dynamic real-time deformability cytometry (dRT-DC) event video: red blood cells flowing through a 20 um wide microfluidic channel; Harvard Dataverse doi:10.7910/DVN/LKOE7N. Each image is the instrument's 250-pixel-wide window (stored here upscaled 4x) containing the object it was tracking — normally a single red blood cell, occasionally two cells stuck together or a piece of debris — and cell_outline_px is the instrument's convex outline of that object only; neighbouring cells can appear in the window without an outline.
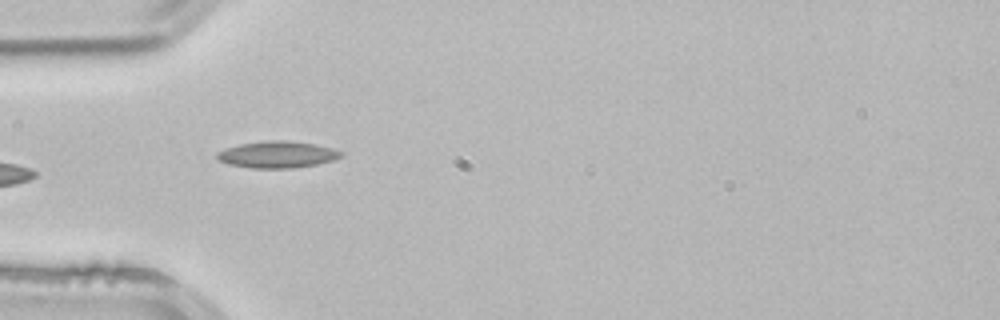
{"species": "common noctule bat (a hibernating species)", "species_latin": "Nyctalus noctula", "temperature_condition": "room temperature", "stored_images_in_passage": 3, "camera_frame_rate_fps": 3000, "um_per_image_px": 0.085, "animal": {"sex": "male", "body_mass_g": 21.5, "forearm_length_mm": 52.0}, "frame": {"image": 1, "passage_image": 3, "time_ms": 0.667, "image_size_px": [1000, 320], "cell_outline_px": [[344, 156], [332, 160], [316, 164], [292, 168], [252, 168], [228, 164], [216, 160], [216, 152], [240, 144], [268, 140], [288, 140], [316, 144], [332, 148], [344, 152]], "centroid_in_image_um": [23.58, 13.13], "position_along_channel_um": 61.4, "area_um2": 19.36}}